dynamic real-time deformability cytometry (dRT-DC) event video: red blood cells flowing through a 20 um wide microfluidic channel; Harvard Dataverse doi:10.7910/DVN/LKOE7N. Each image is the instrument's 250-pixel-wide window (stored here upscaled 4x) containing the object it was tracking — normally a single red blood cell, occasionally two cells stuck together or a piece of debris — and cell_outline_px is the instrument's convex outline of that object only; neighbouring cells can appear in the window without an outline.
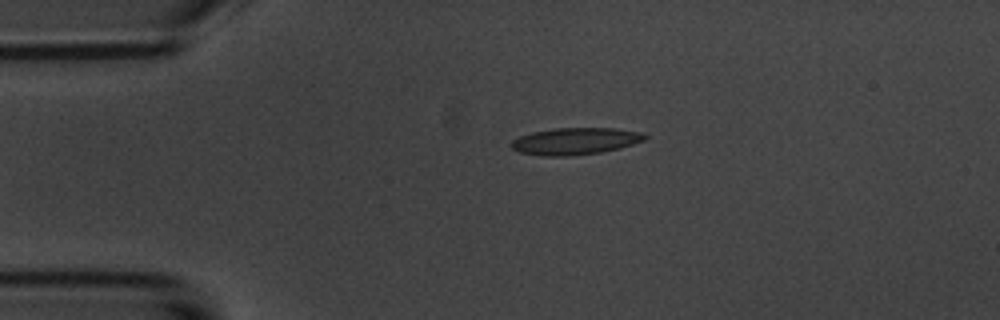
{"species": "common noctule bat (a hibernating species)", "species_latin": "Nyctalus noctula", "temperature_condition": "room temperature", "stored_images_in_passage": 5, "camera_frame_rate_fps": 3000, "um_per_image_px": 0.085, "animal": {"sex": "male", "body_mass_g": 20.1, "forearm_length_mm": 53.5}, "frame": {"image": 1, "passage_image": 5, "time_ms": 5.667, "image_size_px": [1000, 320], "cell_outline_px": [[648, 136], [644, 140], [620, 148], [600, 152], [572, 156], [540, 156], [520, 152], [512, 148], [512, 140], [520, 136], [532, 132], [556, 128], [616, 128], [644, 132]], "centroid_in_image_um": [48.92, 11.99], "position_along_channel_um": 36.1, "area_um2": 20.98}}